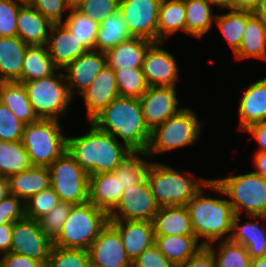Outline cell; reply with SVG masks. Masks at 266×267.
<instances>
[{"label": "cell", "instance_id": "cell-1", "mask_svg": "<svg viewBox=\"0 0 266 267\" xmlns=\"http://www.w3.org/2000/svg\"><path fill=\"white\" fill-rule=\"evenodd\" d=\"M89 122L116 139L120 137L131 151L147 150L151 131L144 122L139 98L118 96Z\"/></svg>", "mask_w": 266, "mask_h": 267}, {"label": "cell", "instance_id": "cell-2", "mask_svg": "<svg viewBox=\"0 0 266 267\" xmlns=\"http://www.w3.org/2000/svg\"><path fill=\"white\" fill-rule=\"evenodd\" d=\"M66 152L90 176L113 172L133 151L90 122V130L86 134L66 137Z\"/></svg>", "mask_w": 266, "mask_h": 267}, {"label": "cell", "instance_id": "cell-3", "mask_svg": "<svg viewBox=\"0 0 266 267\" xmlns=\"http://www.w3.org/2000/svg\"><path fill=\"white\" fill-rule=\"evenodd\" d=\"M203 187L185 205L191 217L192 227L197 240L207 246L221 239H229L232 232L235 213L227 199L204 196ZM230 232V233H229Z\"/></svg>", "mask_w": 266, "mask_h": 267}, {"label": "cell", "instance_id": "cell-4", "mask_svg": "<svg viewBox=\"0 0 266 267\" xmlns=\"http://www.w3.org/2000/svg\"><path fill=\"white\" fill-rule=\"evenodd\" d=\"M206 187L229 196L235 214L241 216L245 210L250 220L261 218L266 221V178L252 171L211 179Z\"/></svg>", "mask_w": 266, "mask_h": 267}, {"label": "cell", "instance_id": "cell-5", "mask_svg": "<svg viewBox=\"0 0 266 267\" xmlns=\"http://www.w3.org/2000/svg\"><path fill=\"white\" fill-rule=\"evenodd\" d=\"M146 178L159 208L185 206L211 180L187 177L157 162H151Z\"/></svg>", "mask_w": 266, "mask_h": 267}, {"label": "cell", "instance_id": "cell-6", "mask_svg": "<svg viewBox=\"0 0 266 267\" xmlns=\"http://www.w3.org/2000/svg\"><path fill=\"white\" fill-rule=\"evenodd\" d=\"M108 222L109 214L89 201L75 204L53 246L87 250Z\"/></svg>", "mask_w": 266, "mask_h": 267}, {"label": "cell", "instance_id": "cell-7", "mask_svg": "<svg viewBox=\"0 0 266 267\" xmlns=\"http://www.w3.org/2000/svg\"><path fill=\"white\" fill-rule=\"evenodd\" d=\"M59 120L41 119L25 125L22 145L32 166L49 167L66 151V135Z\"/></svg>", "mask_w": 266, "mask_h": 267}, {"label": "cell", "instance_id": "cell-8", "mask_svg": "<svg viewBox=\"0 0 266 267\" xmlns=\"http://www.w3.org/2000/svg\"><path fill=\"white\" fill-rule=\"evenodd\" d=\"M199 134L201 124L197 115L192 109L184 107L177 115L169 117L151 131L147 157L194 144Z\"/></svg>", "mask_w": 266, "mask_h": 267}, {"label": "cell", "instance_id": "cell-9", "mask_svg": "<svg viewBox=\"0 0 266 267\" xmlns=\"http://www.w3.org/2000/svg\"><path fill=\"white\" fill-rule=\"evenodd\" d=\"M35 114L41 119H56L63 115L73 99L62 72L23 82ZM59 115V116H58Z\"/></svg>", "mask_w": 266, "mask_h": 267}, {"label": "cell", "instance_id": "cell-10", "mask_svg": "<svg viewBox=\"0 0 266 267\" xmlns=\"http://www.w3.org/2000/svg\"><path fill=\"white\" fill-rule=\"evenodd\" d=\"M48 168L50 186L60 201L73 205L88 201L89 174L66 151Z\"/></svg>", "mask_w": 266, "mask_h": 267}, {"label": "cell", "instance_id": "cell-11", "mask_svg": "<svg viewBox=\"0 0 266 267\" xmlns=\"http://www.w3.org/2000/svg\"><path fill=\"white\" fill-rule=\"evenodd\" d=\"M10 252L39 261L46 267L53 241L40 228L38 220L24 217L12 223Z\"/></svg>", "mask_w": 266, "mask_h": 267}, {"label": "cell", "instance_id": "cell-12", "mask_svg": "<svg viewBox=\"0 0 266 267\" xmlns=\"http://www.w3.org/2000/svg\"><path fill=\"white\" fill-rule=\"evenodd\" d=\"M159 206L147 178L140 184L123 190L117 206L109 213V220H138L152 222Z\"/></svg>", "mask_w": 266, "mask_h": 267}, {"label": "cell", "instance_id": "cell-13", "mask_svg": "<svg viewBox=\"0 0 266 267\" xmlns=\"http://www.w3.org/2000/svg\"><path fill=\"white\" fill-rule=\"evenodd\" d=\"M162 0H120L119 10L126 19L131 37L158 42V17Z\"/></svg>", "mask_w": 266, "mask_h": 267}, {"label": "cell", "instance_id": "cell-14", "mask_svg": "<svg viewBox=\"0 0 266 267\" xmlns=\"http://www.w3.org/2000/svg\"><path fill=\"white\" fill-rule=\"evenodd\" d=\"M90 267H132L118 231L108 222L87 249Z\"/></svg>", "mask_w": 266, "mask_h": 267}, {"label": "cell", "instance_id": "cell-15", "mask_svg": "<svg viewBox=\"0 0 266 267\" xmlns=\"http://www.w3.org/2000/svg\"><path fill=\"white\" fill-rule=\"evenodd\" d=\"M176 92V87L151 86L139 98L144 122L150 131L183 110L177 106Z\"/></svg>", "mask_w": 266, "mask_h": 267}, {"label": "cell", "instance_id": "cell-16", "mask_svg": "<svg viewBox=\"0 0 266 267\" xmlns=\"http://www.w3.org/2000/svg\"><path fill=\"white\" fill-rule=\"evenodd\" d=\"M163 42L153 43L143 61V74L149 87H176L179 68L173 54L162 48Z\"/></svg>", "mask_w": 266, "mask_h": 267}, {"label": "cell", "instance_id": "cell-17", "mask_svg": "<svg viewBox=\"0 0 266 267\" xmlns=\"http://www.w3.org/2000/svg\"><path fill=\"white\" fill-rule=\"evenodd\" d=\"M106 64L105 52L97 50H88L68 64L63 70L71 97L74 89L79 96L84 93Z\"/></svg>", "mask_w": 266, "mask_h": 267}, {"label": "cell", "instance_id": "cell-18", "mask_svg": "<svg viewBox=\"0 0 266 267\" xmlns=\"http://www.w3.org/2000/svg\"><path fill=\"white\" fill-rule=\"evenodd\" d=\"M46 46L59 70L88 51L64 23L52 24Z\"/></svg>", "mask_w": 266, "mask_h": 267}, {"label": "cell", "instance_id": "cell-19", "mask_svg": "<svg viewBox=\"0 0 266 267\" xmlns=\"http://www.w3.org/2000/svg\"><path fill=\"white\" fill-rule=\"evenodd\" d=\"M109 223L120 234L125 251L132 262L155 242L154 226L152 222L109 220Z\"/></svg>", "mask_w": 266, "mask_h": 267}, {"label": "cell", "instance_id": "cell-20", "mask_svg": "<svg viewBox=\"0 0 266 267\" xmlns=\"http://www.w3.org/2000/svg\"><path fill=\"white\" fill-rule=\"evenodd\" d=\"M118 96L114 69L107 64L86 91L80 95L84 100L87 117L90 120Z\"/></svg>", "mask_w": 266, "mask_h": 267}, {"label": "cell", "instance_id": "cell-21", "mask_svg": "<svg viewBox=\"0 0 266 267\" xmlns=\"http://www.w3.org/2000/svg\"><path fill=\"white\" fill-rule=\"evenodd\" d=\"M124 187L114 172L89 176L88 201L108 214L117 206Z\"/></svg>", "mask_w": 266, "mask_h": 267}, {"label": "cell", "instance_id": "cell-22", "mask_svg": "<svg viewBox=\"0 0 266 267\" xmlns=\"http://www.w3.org/2000/svg\"><path fill=\"white\" fill-rule=\"evenodd\" d=\"M238 110V128L242 131L252 124L266 121V78L254 82L244 91Z\"/></svg>", "mask_w": 266, "mask_h": 267}, {"label": "cell", "instance_id": "cell-23", "mask_svg": "<svg viewBox=\"0 0 266 267\" xmlns=\"http://www.w3.org/2000/svg\"><path fill=\"white\" fill-rule=\"evenodd\" d=\"M9 192L23 202L50 187V171L48 167L31 166L30 168L7 178Z\"/></svg>", "mask_w": 266, "mask_h": 267}, {"label": "cell", "instance_id": "cell-24", "mask_svg": "<svg viewBox=\"0 0 266 267\" xmlns=\"http://www.w3.org/2000/svg\"><path fill=\"white\" fill-rule=\"evenodd\" d=\"M153 44L150 40L131 37L105 52L106 62L111 68H142L145 54Z\"/></svg>", "mask_w": 266, "mask_h": 267}, {"label": "cell", "instance_id": "cell-25", "mask_svg": "<svg viewBox=\"0 0 266 267\" xmlns=\"http://www.w3.org/2000/svg\"><path fill=\"white\" fill-rule=\"evenodd\" d=\"M16 26L17 36L27 45H46L52 23L33 7H20Z\"/></svg>", "mask_w": 266, "mask_h": 267}, {"label": "cell", "instance_id": "cell-26", "mask_svg": "<svg viewBox=\"0 0 266 267\" xmlns=\"http://www.w3.org/2000/svg\"><path fill=\"white\" fill-rule=\"evenodd\" d=\"M27 44L18 36L0 37V80L18 82L21 79Z\"/></svg>", "mask_w": 266, "mask_h": 267}, {"label": "cell", "instance_id": "cell-27", "mask_svg": "<svg viewBox=\"0 0 266 267\" xmlns=\"http://www.w3.org/2000/svg\"><path fill=\"white\" fill-rule=\"evenodd\" d=\"M154 244L176 267L185 264L203 247L195 235H155Z\"/></svg>", "mask_w": 266, "mask_h": 267}, {"label": "cell", "instance_id": "cell-28", "mask_svg": "<svg viewBox=\"0 0 266 267\" xmlns=\"http://www.w3.org/2000/svg\"><path fill=\"white\" fill-rule=\"evenodd\" d=\"M152 223L155 235H195L186 206L161 207Z\"/></svg>", "mask_w": 266, "mask_h": 267}, {"label": "cell", "instance_id": "cell-29", "mask_svg": "<svg viewBox=\"0 0 266 267\" xmlns=\"http://www.w3.org/2000/svg\"><path fill=\"white\" fill-rule=\"evenodd\" d=\"M0 103L7 106L14 116L25 124L36 122L35 114L23 83L2 82L0 84Z\"/></svg>", "mask_w": 266, "mask_h": 267}, {"label": "cell", "instance_id": "cell-30", "mask_svg": "<svg viewBox=\"0 0 266 267\" xmlns=\"http://www.w3.org/2000/svg\"><path fill=\"white\" fill-rule=\"evenodd\" d=\"M240 215L235 214L233 219L232 233L230 240L232 242L242 244L253 258L266 256V232L265 228L256 222H247L240 225Z\"/></svg>", "mask_w": 266, "mask_h": 267}, {"label": "cell", "instance_id": "cell-31", "mask_svg": "<svg viewBox=\"0 0 266 267\" xmlns=\"http://www.w3.org/2000/svg\"><path fill=\"white\" fill-rule=\"evenodd\" d=\"M131 38L129 25L118 10L99 24L94 50L106 52Z\"/></svg>", "mask_w": 266, "mask_h": 267}, {"label": "cell", "instance_id": "cell-32", "mask_svg": "<svg viewBox=\"0 0 266 267\" xmlns=\"http://www.w3.org/2000/svg\"><path fill=\"white\" fill-rule=\"evenodd\" d=\"M59 70L53 63L46 45H28L23 58L19 83L41 79Z\"/></svg>", "mask_w": 266, "mask_h": 267}, {"label": "cell", "instance_id": "cell-33", "mask_svg": "<svg viewBox=\"0 0 266 267\" xmlns=\"http://www.w3.org/2000/svg\"><path fill=\"white\" fill-rule=\"evenodd\" d=\"M234 55L238 60L252 57L266 60V24L260 18L253 15L247 21L241 45Z\"/></svg>", "mask_w": 266, "mask_h": 267}, {"label": "cell", "instance_id": "cell-34", "mask_svg": "<svg viewBox=\"0 0 266 267\" xmlns=\"http://www.w3.org/2000/svg\"><path fill=\"white\" fill-rule=\"evenodd\" d=\"M183 31L186 33L184 0H162L158 17V42L167 36Z\"/></svg>", "mask_w": 266, "mask_h": 267}, {"label": "cell", "instance_id": "cell-35", "mask_svg": "<svg viewBox=\"0 0 266 267\" xmlns=\"http://www.w3.org/2000/svg\"><path fill=\"white\" fill-rule=\"evenodd\" d=\"M186 33L202 38L209 32L215 15L212 14L211 4L205 0H184Z\"/></svg>", "mask_w": 266, "mask_h": 267}, {"label": "cell", "instance_id": "cell-36", "mask_svg": "<svg viewBox=\"0 0 266 267\" xmlns=\"http://www.w3.org/2000/svg\"><path fill=\"white\" fill-rule=\"evenodd\" d=\"M229 11V13L222 15L217 14L214 20L234 54L241 45V40L242 36L244 35L247 21L254 14L249 11Z\"/></svg>", "mask_w": 266, "mask_h": 267}, {"label": "cell", "instance_id": "cell-37", "mask_svg": "<svg viewBox=\"0 0 266 267\" xmlns=\"http://www.w3.org/2000/svg\"><path fill=\"white\" fill-rule=\"evenodd\" d=\"M31 166L29 156L21 141H0V176L8 178Z\"/></svg>", "mask_w": 266, "mask_h": 267}, {"label": "cell", "instance_id": "cell-38", "mask_svg": "<svg viewBox=\"0 0 266 267\" xmlns=\"http://www.w3.org/2000/svg\"><path fill=\"white\" fill-rule=\"evenodd\" d=\"M140 155L148 156L146 151H133L113 171L124 189L140 184L146 179L151 162H146Z\"/></svg>", "mask_w": 266, "mask_h": 267}, {"label": "cell", "instance_id": "cell-39", "mask_svg": "<svg viewBox=\"0 0 266 267\" xmlns=\"http://www.w3.org/2000/svg\"><path fill=\"white\" fill-rule=\"evenodd\" d=\"M219 242L218 252L211 243L206 246L214 256L216 267H250L252 258L242 244L230 239Z\"/></svg>", "mask_w": 266, "mask_h": 267}, {"label": "cell", "instance_id": "cell-40", "mask_svg": "<svg viewBox=\"0 0 266 267\" xmlns=\"http://www.w3.org/2000/svg\"><path fill=\"white\" fill-rule=\"evenodd\" d=\"M64 24L87 50H94L96 34L99 28L98 22L93 21L86 14L75 8L71 9Z\"/></svg>", "mask_w": 266, "mask_h": 267}, {"label": "cell", "instance_id": "cell-41", "mask_svg": "<svg viewBox=\"0 0 266 267\" xmlns=\"http://www.w3.org/2000/svg\"><path fill=\"white\" fill-rule=\"evenodd\" d=\"M114 73L121 97L140 98L149 88L142 68L115 69Z\"/></svg>", "mask_w": 266, "mask_h": 267}, {"label": "cell", "instance_id": "cell-42", "mask_svg": "<svg viewBox=\"0 0 266 267\" xmlns=\"http://www.w3.org/2000/svg\"><path fill=\"white\" fill-rule=\"evenodd\" d=\"M46 267H90L88 251L53 246Z\"/></svg>", "mask_w": 266, "mask_h": 267}, {"label": "cell", "instance_id": "cell-43", "mask_svg": "<svg viewBox=\"0 0 266 267\" xmlns=\"http://www.w3.org/2000/svg\"><path fill=\"white\" fill-rule=\"evenodd\" d=\"M60 199L54 189L50 186L36 195L29 198L25 204V217L38 220L43 215L49 213Z\"/></svg>", "mask_w": 266, "mask_h": 267}, {"label": "cell", "instance_id": "cell-44", "mask_svg": "<svg viewBox=\"0 0 266 267\" xmlns=\"http://www.w3.org/2000/svg\"><path fill=\"white\" fill-rule=\"evenodd\" d=\"M72 207V203L60 201L49 213L38 219L40 228L52 241L61 232Z\"/></svg>", "mask_w": 266, "mask_h": 267}, {"label": "cell", "instance_id": "cell-45", "mask_svg": "<svg viewBox=\"0 0 266 267\" xmlns=\"http://www.w3.org/2000/svg\"><path fill=\"white\" fill-rule=\"evenodd\" d=\"M25 125L14 116L7 106L0 103V141H21Z\"/></svg>", "mask_w": 266, "mask_h": 267}, {"label": "cell", "instance_id": "cell-46", "mask_svg": "<svg viewBox=\"0 0 266 267\" xmlns=\"http://www.w3.org/2000/svg\"><path fill=\"white\" fill-rule=\"evenodd\" d=\"M120 0H85L77 9L99 24L119 10Z\"/></svg>", "mask_w": 266, "mask_h": 267}, {"label": "cell", "instance_id": "cell-47", "mask_svg": "<svg viewBox=\"0 0 266 267\" xmlns=\"http://www.w3.org/2000/svg\"><path fill=\"white\" fill-rule=\"evenodd\" d=\"M20 7L12 0H0V37L17 36L16 19Z\"/></svg>", "mask_w": 266, "mask_h": 267}, {"label": "cell", "instance_id": "cell-48", "mask_svg": "<svg viewBox=\"0 0 266 267\" xmlns=\"http://www.w3.org/2000/svg\"><path fill=\"white\" fill-rule=\"evenodd\" d=\"M25 217V204L17 196L9 194L0 202V225L13 223Z\"/></svg>", "mask_w": 266, "mask_h": 267}, {"label": "cell", "instance_id": "cell-49", "mask_svg": "<svg viewBox=\"0 0 266 267\" xmlns=\"http://www.w3.org/2000/svg\"><path fill=\"white\" fill-rule=\"evenodd\" d=\"M32 7L52 24L64 23L63 11L69 9L66 0H33Z\"/></svg>", "mask_w": 266, "mask_h": 267}, {"label": "cell", "instance_id": "cell-50", "mask_svg": "<svg viewBox=\"0 0 266 267\" xmlns=\"http://www.w3.org/2000/svg\"><path fill=\"white\" fill-rule=\"evenodd\" d=\"M132 267H176L164 254H162L157 246L153 244L144 250L134 261Z\"/></svg>", "mask_w": 266, "mask_h": 267}, {"label": "cell", "instance_id": "cell-51", "mask_svg": "<svg viewBox=\"0 0 266 267\" xmlns=\"http://www.w3.org/2000/svg\"><path fill=\"white\" fill-rule=\"evenodd\" d=\"M0 267H44L39 261L30 257L9 252L0 257Z\"/></svg>", "mask_w": 266, "mask_h": 267}, {"label": "cell", "instance_id": "cell-52", "mask_svg": "<svg viewBox=\"0 0 266 267\" xmlns=\"http://www.w3.org/2000/svg\"><path fill=\"white\" fill-rule=\"evenodd\" d=\"M180 267H216L211 251L203 246L194 256Z\"/></svg>", "mask_w": 266, "mask_h": 267}, {"label": "cell", "instance_id": "cell-53", "mask_svg": "<svg viewBox=\"0 0 266 267\" xmlns=\"http://www.w3.org/2000/svg\"><path fill=\"white\" fill-rule=\"evenodd\" d=\"M244 131L252 133L253 137L258 142L260 148L257 152H266V121L252 124Z\"/></svg>", "mask_w": 266, "mask_h": 267}, {"label": "cell", "instance_id": "cell-54", "mask_svg": "<svg viewBox=\"0 0 266 267\" xmlns=\"http://www.w3.org/2000/svg\"><path fill=\"white\" fill-rule=\"evenodd\" d=\"M12 223L0 225V254L4 255L10 252L12 244Z\"/></svg>", "mask_w": 266, "mask_h": 267}, {"label": "cell", "instance_id": "cell-55", "mask_svg": "<svg viewBox=\"0 0 266 267\" xmlns=\"http://www.w3.org/2000/svg\"><path fill=\"white\" fill-rule=\"evenodd\" d=\"M259 0H231V10L254 12Z\"/></svg>", "mask_w": 266, "mask_h": 267}, {"label": "cell", "instance_id": "cell-56", "mask_svg": "<svg viewBox=\"0 0 266 267\" xmlns=\"http://www.w3.org/2000/svg\"><path fill=\"white\" fill-rule=\"evenodd\" d=\"M254 167L257 169L254 173L266 178V152L259 151L254 153Z\"/></svg>", "mask_w": 266, "mask_h": 267}, {"label": "cell", "instance_id": "cell-57", "mask_svg": "<svg viewBox=\"0 0 266 267\" xmlns=\"http://www.w3.org/2000/svg\"><path fill=\"white\" fill-rule=\"evenodd\" d=\"M253 14L266 24V0L258 1L257 8Z\"/></svg>", "mask_w": 266, "mask_h": 267}, {"label": "cell", "instance_id": "cell-58", "mask_svg": "<svg viewBox=\"0 0 266 267\" xmlns=\"http://www.w3.org/2000/svg\"><path fill=\"white\" fill-rule=\"evenodd\" d=\"M9 192L8 180L7 178L0 176V202L5 199Z\"/></svg>", "mask_w": 266, "mask_h": 267}, {"label": "cell", "instance_id": "cell-59", "mask_svg": "<svg viewBox=\"0 0 266 267\" xmlns=\"http://www.w3.org/2000/svg\"><path fill=\"white\" fill-rule=\"evenodd\" d=\"M211 5L220 6L231 10V0H205Z\"/></svg>", "mask_w": 266, "mask_h": 267}, {"label": "cell", "instance_id": "cell-60", "mask_svg": "<svg viewBox=\"0 0 266 267\" xmlns=\"http://www.w3.org/2000/svg\"><path fill=\"white\" fill-rule=\"evenodd\" d=\"M250 267H266V256L253 258Z\"/></svg>", "mask_w": 266, "mask_h": 267}, {"label": "cell", "instance_id": "cell-61", "mask_svg": "<svg viewBox=\"0 0 266 267\" xmlns=\"http://www.w3.org/2000/svg\"><path fill=\"white\" fill-rule=\"evenodd\" d=\"M84 1L85 0H66V4L68 8L71 10L80 6Z\"/></svg>", "mask_w": 266, "mask_h": 267}, {"label": "cell", "instance_id": "cell-62", "mask_svg": "<svg viewBox=\"0 0 266 267\" xmlns=\"http://www.w3.org/2000/svg\"><path fill=\"white\" fill-rule=\"evenodd\" d=\"M16 5H20V3L18 4V1L21 2V7H32V2L33 0H12Z\"/></svg>", "mask_w": 266, "mask_h": 267}]
</instances>
